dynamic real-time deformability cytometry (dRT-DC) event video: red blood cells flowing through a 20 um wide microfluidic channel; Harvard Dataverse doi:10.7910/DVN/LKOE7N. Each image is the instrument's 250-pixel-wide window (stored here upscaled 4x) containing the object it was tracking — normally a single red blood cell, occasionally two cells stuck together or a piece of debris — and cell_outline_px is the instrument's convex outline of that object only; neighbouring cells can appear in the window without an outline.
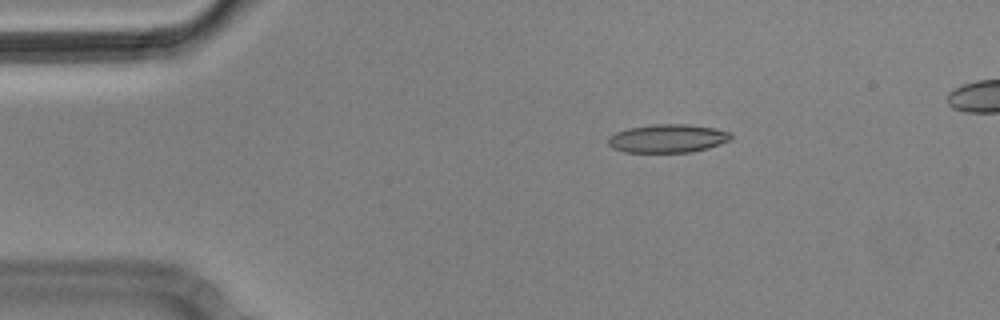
{"species": "Egyptian fruit bat (a non-hibernating species)", "species_latin": "Rousettus aegyptiacus", "temperature_condition": "cold", "stored_images_in_passage": 4, "camera_frame_rate_fps": 3000, "um_per_image_px": 0.085, "animal": {"sex": "male"}, "frame": {"image": 1, "passage_image": 1, "time_ms": 0.0, "image_size_px": [1000, 320], "cell_outline_px": [[732, 140], [708, 148], [692, 152], [624, 152], [612, 148], [608, 144], [608, 136], [616, 132], [628, 128], [652, 124], [688, 124], [716, 128], [732, 132]], "centroid_in_image_um": [56.78, 11.76], "position_along_channel_um": 28.2, "area_um2": 20.58}}